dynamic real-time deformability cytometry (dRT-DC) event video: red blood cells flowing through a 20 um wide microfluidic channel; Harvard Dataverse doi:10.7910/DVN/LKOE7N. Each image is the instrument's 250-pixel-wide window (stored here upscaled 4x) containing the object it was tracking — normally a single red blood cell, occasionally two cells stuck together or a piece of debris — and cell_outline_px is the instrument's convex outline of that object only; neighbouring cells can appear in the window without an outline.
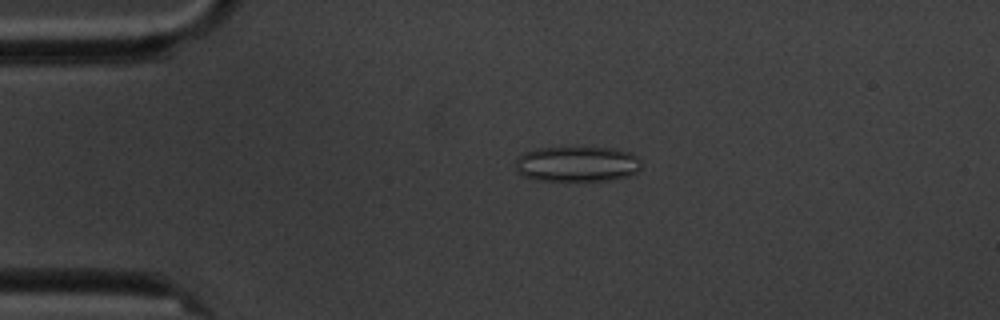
{"species": "common noctule bat (a hibernating species)", "species_latin": "Nyctalus noctula", "temperature_condition": "cold", "stored_images_in_passage": 4, "camera_frame_rate_fps": 3000, "um_per_image_px": 0.085, "animal": {"sex": "male", "body_mass_g": 20.1, "forearm_length_mm": 53.5}, "frame": {"image": 1, "passage_image": 3, "time_ms": 2.0, "image_size_px": [1000, 320], "cell_outline_px": [[640, 168], [636, 172], [628, 176], [612, 180], [536, 180], [524, 176], [516, 172], [516, 160], [524, 152], [536, 148], [564, 144], [612, 148], [628, 152], [636, 156], [640, 160]], "centroid_in_image_um": [49.01, 13.88], "position_along_channel_um": 36.0, "area_um2": 26.88}}